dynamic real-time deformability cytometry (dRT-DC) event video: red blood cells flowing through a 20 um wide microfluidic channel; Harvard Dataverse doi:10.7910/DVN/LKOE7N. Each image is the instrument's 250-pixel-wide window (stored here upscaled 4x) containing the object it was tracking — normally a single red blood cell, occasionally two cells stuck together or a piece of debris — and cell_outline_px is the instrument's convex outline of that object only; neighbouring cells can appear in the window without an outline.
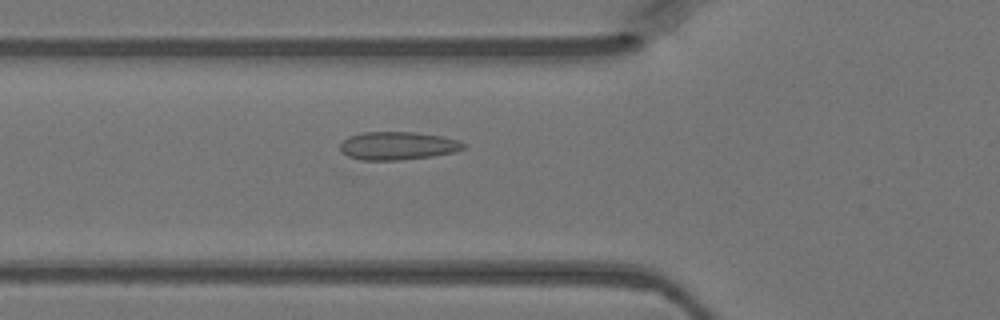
{"species": "Egyptian fruit bat (a non-hibernating species)", "species_latin": "Rousettus aegyptiacus", "temperature_condition": "warm", "stored_images_in_passage": 43, "camera_frame_rate_fps": 3000, "um_per_image_px": 0.085, "animal": {"sex": "female"}, "frame": {"image": 1, "passage_image": 13, "time_ms": 4.0, "image_size_px": [1000, 320], "cell_outline_px": [[468, 144], [464, 148], [456, 152], [432, 156], [400, 160], [360, 160], [348, 156], [340, 152], [340, 144], [348, 136], [364, 132], [416, 132], [440, 136], [456, 140]], "centroid_in_image_um": [33.79, 12.39], "position_along_channel_um": 92.0, "area_um2": 20.29}}
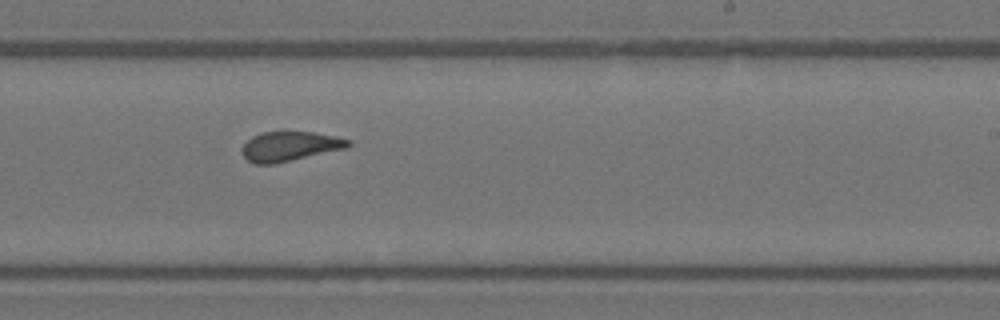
{"frame": {"image": 2, "passage_image": 25, "time_ms": 8.0, "image_size_px": [1000, 320], "cell_outline_px": [[352, 144], [348, 148], [276, 164], [256, 164], [248, 160], [240, 152], [240, 148], [252, 136], [260, 132], [312, 132], [336, 136], [352, 140]], "centroid_in_image_um": [24.65, 12.44], "position_along_channel_um": 264.3, "area_um2": 18.61}}
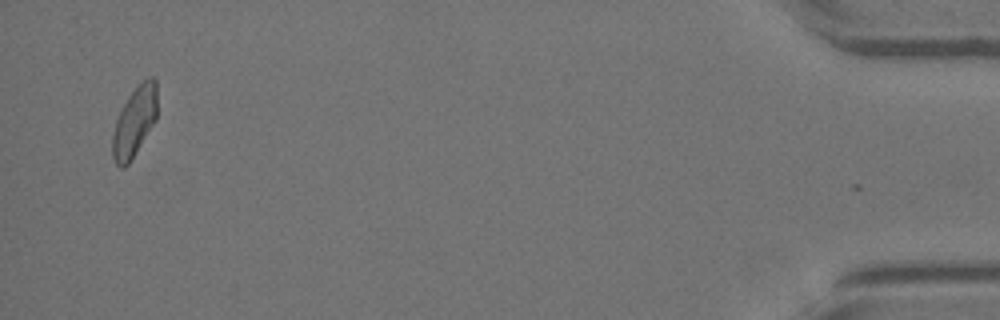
{"frame": {"image": 3, "passage_image": 42, "time_ms": 13.667, "image_size_px": [1000, 320], "cell_outline_px": [[156, 120], [132, 160], [124, 168], [120, 168], [116, 164], [112, 156], [112, 136], [116, 120], [128, 96], [148, 76], [152, 76], [156, 80]], "centroid_in_image_um": [11.43, 10.39], "position_along_channel_um": 423.8, "area_um2": 18.09}}